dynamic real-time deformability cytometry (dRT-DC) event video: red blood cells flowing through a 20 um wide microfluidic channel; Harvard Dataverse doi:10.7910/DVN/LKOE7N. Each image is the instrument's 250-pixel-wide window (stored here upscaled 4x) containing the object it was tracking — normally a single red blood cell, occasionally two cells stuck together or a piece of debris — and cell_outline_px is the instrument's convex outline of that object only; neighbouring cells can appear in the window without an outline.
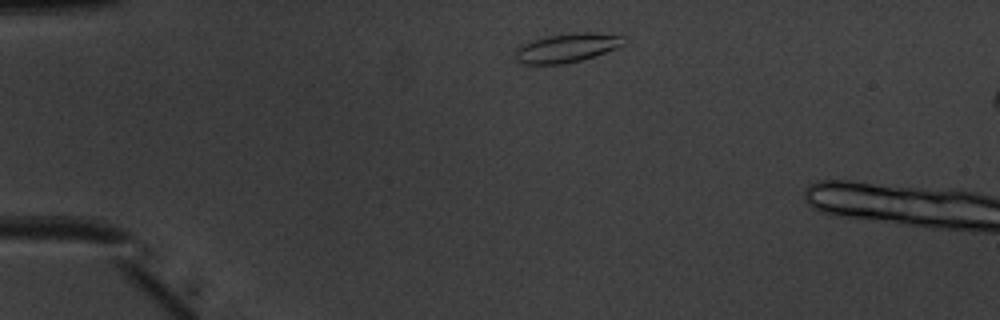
{"species": "common noctule bat (a hibernating species)", "species_latin": "Nyctalus noctula", "temperature_condition": "warm", "stored_images_in_passage": 4, "camera_frame_rate_fps": 3000, "um_per_image_px": 0.085, "animal": {"sex": "male", "body_mass_g": 20.1, "forearm_length_mm": 53.5}, "frame": {"image": 1, "passage_image": 1, "time_ms": 0.0, "image_size_px": [1000, 320], "cell_outline_px": [[624, 44], [616, 48], [580, 60], [564, 64], [520, 64], [516, 60], [516, 48], [532, 40], [548, 36], [580, 32], [588, 32], [624, 36]], "centroid_in_image_um": [48.15, 4.07], "position_along_channel_um": 36.8, "area_um2": 17.98}}